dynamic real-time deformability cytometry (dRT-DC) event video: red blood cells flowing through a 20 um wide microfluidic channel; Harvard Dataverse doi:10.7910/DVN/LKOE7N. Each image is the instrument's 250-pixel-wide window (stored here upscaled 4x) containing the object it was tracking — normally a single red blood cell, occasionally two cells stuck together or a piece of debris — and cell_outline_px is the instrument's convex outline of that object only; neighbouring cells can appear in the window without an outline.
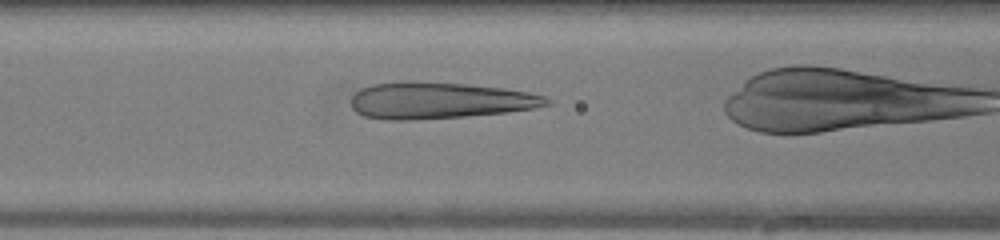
{"species": "human", "species_latin": "Homo sapiens", "temperature_condition": "warm", "stored_images_in_passage": 34, "camera_frame_rate_fps": 3000, "um_per_image_px": 0.085, "donor": {"sex": "female"}, "frame": {"image": 1, "passage_image": 15, "time_ms": 4.667, "image_size_px": [1000, 240], "cell_outline_px": [[552, 104], [532, 108], [508, 112], [468, 116], [412, 120], [384, 120], [364, 116], [356, 112], [352, 108], [352, 96], [360, 88], [372, 84], [464, 84], [504, 88], [528, 92], [544, 96], [552, 100]], "centroid_in_image_um": [37.4, 8.59], "position_along_channel_um": 129.2, "area_um2": 40.58}}
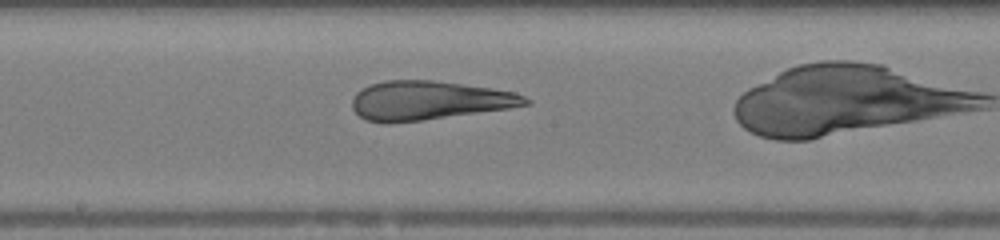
{"frame": {"image": 2, "passage_image": 21, "time_ms": 6.667, "image_size_px": [1000, 240], "cell_outline_px": [[532, 104], [508, 108], [420, 120], [388, 124], [364, 120], [352, 108], [352, 100], [356, 92], [368, 84], [384, 80], [432, 80], [492, 88], [516, 92], [532, 100]], "centroid_in_image_um": [36.43, 8.53], "position_along_channel_um": 211.8, "area_um2": 39.36}}
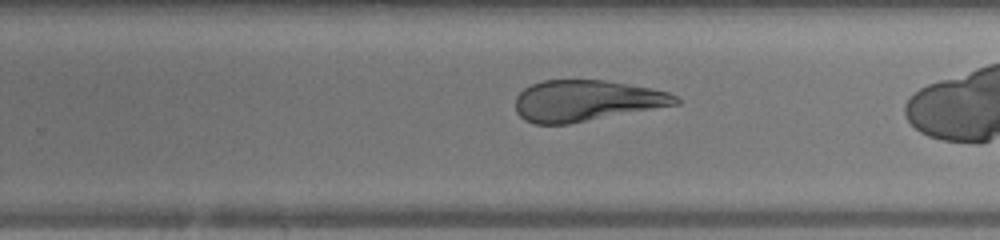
{"frame": {"image": 3, "passage_image": 26, "time_ms": 8.333, "image_size_px": [1000, 240], "cell_outline_px": [[680, 104], [568, 124], [532, 124], [524, 120], [516, 112], [516, 96], [524, 88], [532, 84], [544, 80], [604, 80], [648, 88], [668, 92], [676, 96], [680, 100]], "centroid_in_image_um": [49.8, 8.57], "position_along_channel_um": 280.0, "area_um2": 38.21}}